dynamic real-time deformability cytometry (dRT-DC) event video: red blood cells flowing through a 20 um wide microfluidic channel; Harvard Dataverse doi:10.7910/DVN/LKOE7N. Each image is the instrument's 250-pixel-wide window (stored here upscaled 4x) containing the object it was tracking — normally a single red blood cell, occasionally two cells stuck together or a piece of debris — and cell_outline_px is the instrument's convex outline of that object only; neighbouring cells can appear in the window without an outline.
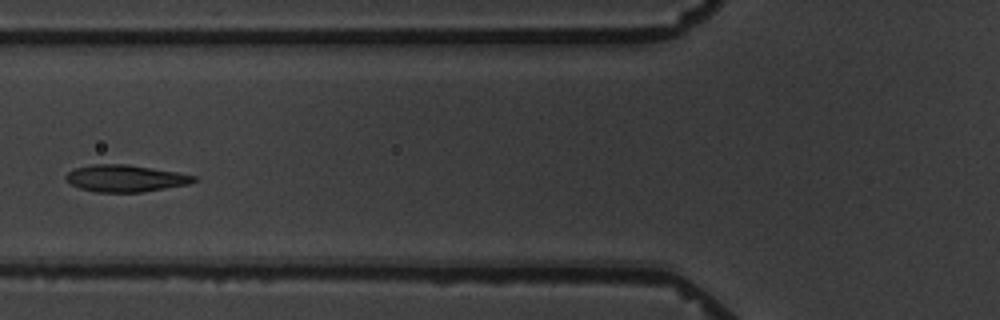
{"species": "common noctule bat (a hibernating species)", "species_latin": "Nyctalus noctula", "temperature_condition": "warm", "stored_images_in_passage": 10, "camera_frame_rate_fps": 3000, "um_per_image_px": 0.085, "animal": {"sex": "male", "body_mass_g": 19.5, "forearm_length_mm": 54.6}, "frame": {"image": 1, "passage_image": 5, "time_ms": 4.667, "image_size_px": [1000, 320], "cell_outline_px": [[196, 180], [188, 184], [144, 192], [96, 192], [80, 188], [72, 184], [64, 176], [68, 172], [76, 168], [92, 164], [128, 164], [176, 172], [196, 176]], "centroid_in_image_um": [10.66, 15.16], "position_along_channel_um": 115.1, "area_um2": 19.88}}
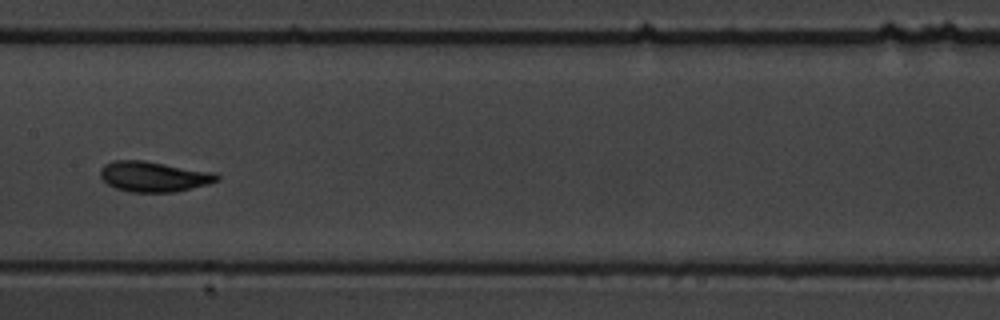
{"frame": {"image": 2, "passage_image": 7, "time_ms": 7.0, "image_size_px": [1000, 320], "cell_outline_px": [[220, 180], [208, 184], [176, 192], [132, 192], [116, 188], [108, 184], [100, 176], [100, 168], [104, 164], [112, 160], [144, 160], [216, 172], [220, 176]], "centroid_in_image_um": [13.1, 14.99], "position_along_channel_um": 194.3, "area_um2": 20.87}}
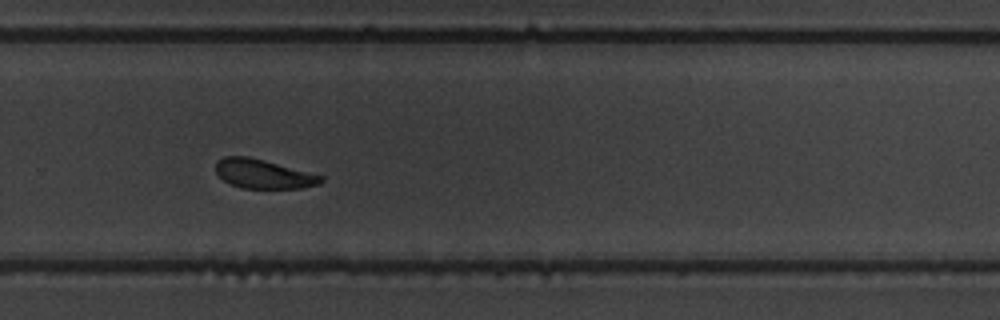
{"frame": {"image": 3, "passage_image": 10, "time_ms": 10.333, "image_size_px": [1000, 320], "cell_outline_px": [[324, 180], [320, 184], [304, 188], [240, 188], [224, 180], [216, 172], [216, 160], [224, 156], [248, 156], [264, 160], [324, 176]], "centroid_in_image_um": [22.4, 14.78], "position_along_channel_um": 307.4, "area_um2": 17.86}}